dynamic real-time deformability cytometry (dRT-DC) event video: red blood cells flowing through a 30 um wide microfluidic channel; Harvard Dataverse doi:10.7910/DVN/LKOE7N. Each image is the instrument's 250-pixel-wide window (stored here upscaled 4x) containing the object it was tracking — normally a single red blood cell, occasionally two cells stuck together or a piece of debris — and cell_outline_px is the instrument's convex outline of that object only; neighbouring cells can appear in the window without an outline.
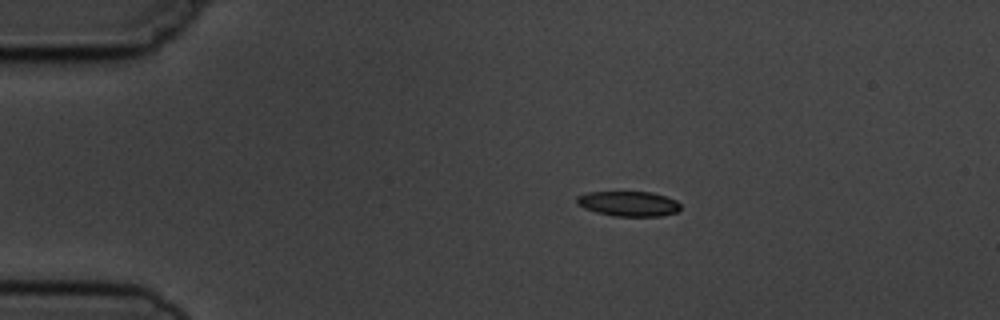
{"species": "common noctule bat (a hibernating species)", "species_latin": "Nyctalus noctula", "temperature_condition": "cold", "stored_images_in_passage": 9, "camera_frame_rate_fps": 3000, "um_per_image_px": 0.085, "animal": {"sex": "male", "body_mass_g": 19.5, "forearm_length_mm": 54.6}, "frame": {"image": 1, "passage_image": 3, "time_ms": 2.333, "image_size_px": [1000, 320], "cell_outline_px": [[680, 208], [676, 212], [660, 216], [616, 216], [596, 212], [584, 208], [576, 204], [576, 196], [588, 192], [652, 192], [676, 200], [680, 204]], "centroid_in_image_um": [53.4, 17.31], "position_along_channel_um": 31.6, "area_um2": 15.09}}
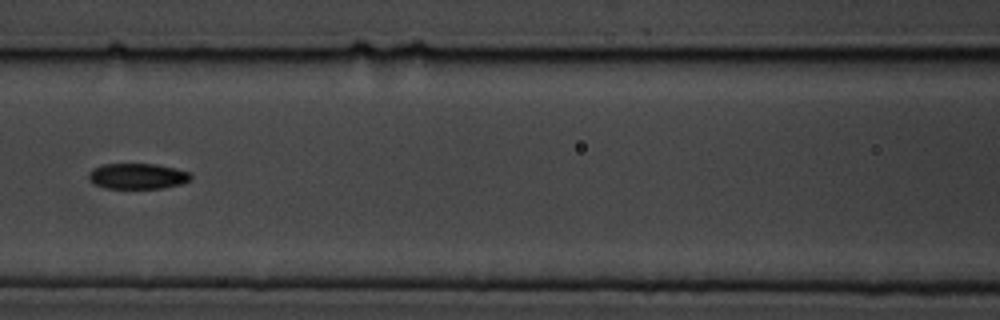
{"frame": {"image": 2, "passage_image": 7, "time_ms": 7.0, "image_size_px": [1000, 320], "cell_outline_px": [[192, 176], [188, 180], [180, 184], [164, 188], [104, 188], [92, 184], [88, 180], [88, 172], [92, 168], [100, 164], [156, 164], [176, 168], [188, 172]], "centroid_in_image_um": [11.61, 14.97], "position_along_channel_um": 155.0, "area_um2": 15.43}}
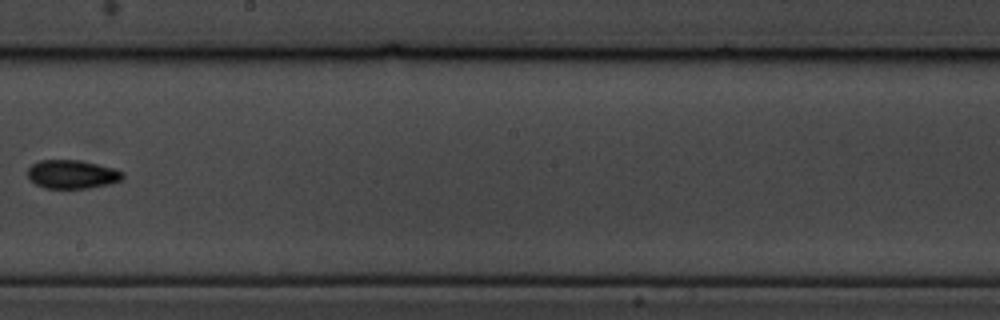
{"frame": {"image": 3, "passage_image": 9, "time_ms": 9.333, "image_size_px": [1000, 320], "cell_outline_px": [[124, 176], [120, 180], [108, 184], [88, 188], [44, 188], [36, 184], [28, 176], [28, 168], [32, 164], [40, 160], [80, 160], [112, 168], [124, 172]], "centroid_in_image_um": [6.12, 14.81], "position_along_channel_um": 242.1, "area_um2": 15.66}}